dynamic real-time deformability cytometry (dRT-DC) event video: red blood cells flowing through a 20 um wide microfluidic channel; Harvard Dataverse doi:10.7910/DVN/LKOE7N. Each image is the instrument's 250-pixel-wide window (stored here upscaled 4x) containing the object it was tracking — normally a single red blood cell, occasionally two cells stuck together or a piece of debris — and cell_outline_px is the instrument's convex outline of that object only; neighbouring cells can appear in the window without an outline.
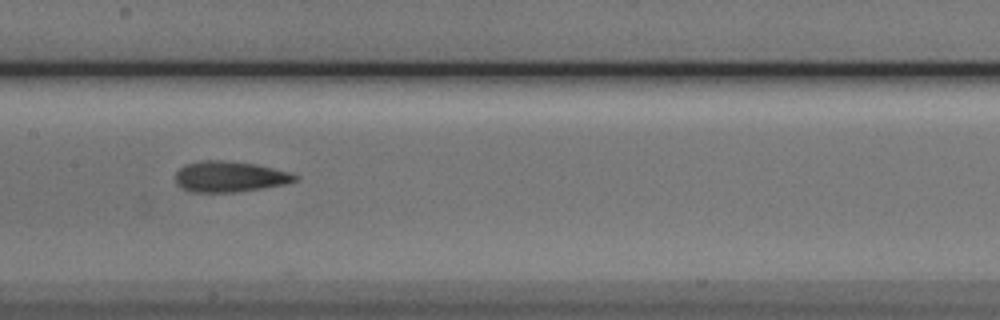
{"species": "Egyptian fruit bat (a non-hibernating species)", "species_latin": "Rousettus aegyptiacus", "temperature_condition": "cold", "stored_images_in_passage": 7, "camera_frame_rate_fps": 3000, "um_per_image_px": 0.085, "animal": {"sex": "male"}, "frame": {"image": 1, "passage_image": 5, "time_ms": 5.667, "image_size_px": [1000, 320], "cell_outline_px": [[300, 180], [288, 184], [264, 188], [236, 192], [188, 192], [180, 188], [176, 184], [176, 172], [180, 168], [188, 164], [200, 160], [220, 160], [256, 164], [288, 172], [300, 176]], "centroid_in_image_um": [19.54, 15.03], "position_along_channel_um": 187.9, "area_um2": 21.68}}
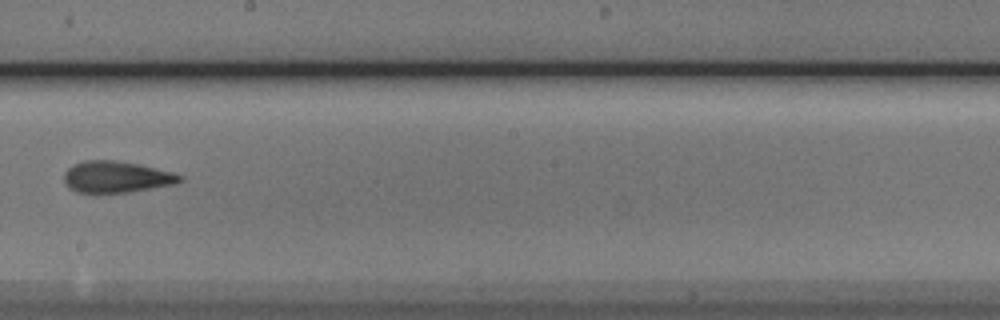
{"frame": {"image": 2, "passage_image": 6, "time_ms": 7.0, "image_size_px": [1000, 320], "cell_outline_px": [[184, 180], [176, 184], [128, 192], [96, 196], [76, 192], [68, 188], [64, 184], [64, 172], [72, 164], [84, 160], [116, 160], [140, 164], [172, 172], [184, 176]], "centroid_in_image_um": [9.84, 15.07], "position_along_channel_um": 238.4, "area_um2": 22.2}}
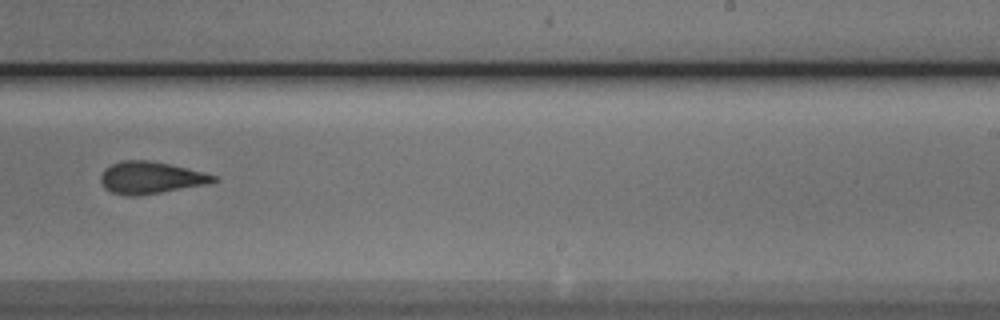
{"frame": {"image": 3, "passage_image": 7, "time_ms": 8.0, "image_size_px": [1000, 320], "cell_outline_px": [[220, 180], [208, 184], [140, 196], [128, 196], [112, 192], [104, 188], [100, 180], [100, 176], [104, 168], [120, 160], [148, 160], [168, 164], [216, 176]], "centroid_in_image_um": [12.76, 15.11], "position_along_channel_um": 276.2, "area_um2": 21.04}}